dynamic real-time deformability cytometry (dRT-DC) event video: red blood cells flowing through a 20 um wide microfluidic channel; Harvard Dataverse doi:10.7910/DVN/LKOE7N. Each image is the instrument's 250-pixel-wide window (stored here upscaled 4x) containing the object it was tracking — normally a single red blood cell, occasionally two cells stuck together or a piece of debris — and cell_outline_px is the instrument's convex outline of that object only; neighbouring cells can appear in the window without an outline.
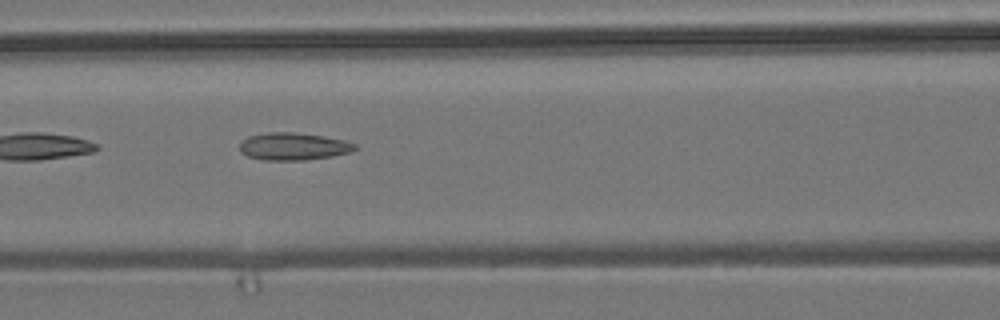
{"species": "common noctule bat (a hibernating species)", "species_latin": "Nyctalus noctula", "temperature_condition": "room temperature", "stored_images_in_passage": 34, "camera_frame_rate_fps": 3000, "um_per_image_px": 0.085, "animal": {"sex": "male", "body_mass_g": 19.2, "forearm_length_mm": 51.8}, "frame": {"image": 1, "passage_image": 6, "time_ms": 1.667, "image_size_px": [1000, 320], "cell_outline_px": [[356, 148], [352, 152], [332, 156], [304, 160], [264, 160], [248, 156], [240, 152], [240, 140], [248, 136], [268, 132], [292, 132], [324, 136], [344, 140], [356, 144]], "centroid_in_image_um": [24.92, 12.44], "position_along_channel_um": 141.7, "area_um2": 18.5}}
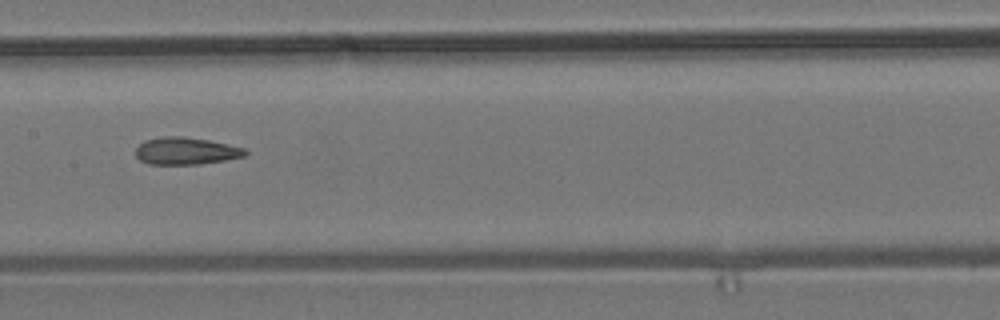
{"frame": {"image": 2, "passage_image": 10, "time_ms": 3.0, "image_size_px": [1000, 320], "cell_outline_px": [[248, 152], [244, 156], [224, 160], [200, 164], [148, 164], [140, 160], [136, 156], [136, 148], [144, 140], [164, 136], [184, 136], [208, 140], [244, 148]], "centroid_in_image_um": [15.77, 12.83], "position_along_channel_um": 191.6, "area_um2": 17.28}}
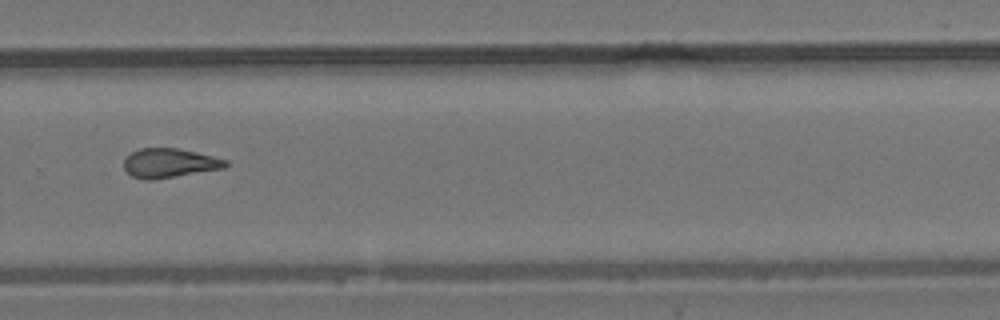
{"frame": {"image": 3, "passage_image": 20, "time_ms": 6.333, "image_size_px": [1000, 320], "cell_outline_px": [[228, 164], [224, 168], [152, 180], [144, 180], [132, 176], [124, 168], [124, 156], [140, 148], [176, 148], [196, 152], [228, 160]], "centroid_in_image_um": [14.37, 13.86], "position_along_channel_um": 315.4, "area_um2": 17.28}}